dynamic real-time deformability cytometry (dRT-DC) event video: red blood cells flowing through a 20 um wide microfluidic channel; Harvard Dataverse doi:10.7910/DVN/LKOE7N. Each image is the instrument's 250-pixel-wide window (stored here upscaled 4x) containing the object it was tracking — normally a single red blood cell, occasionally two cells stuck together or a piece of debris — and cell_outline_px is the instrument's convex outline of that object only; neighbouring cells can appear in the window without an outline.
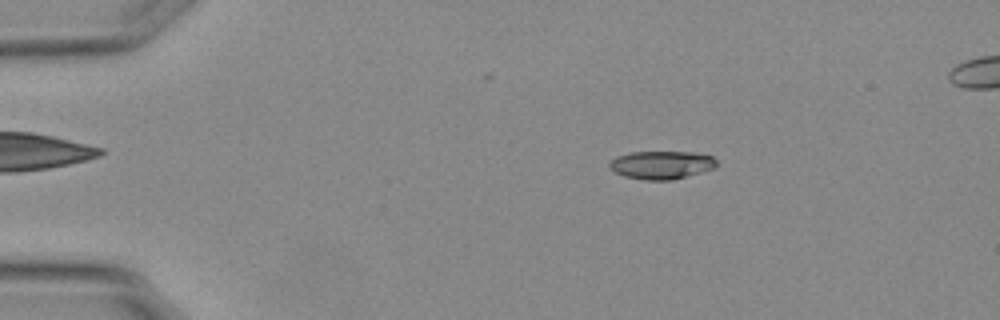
{"species": "Egyptian fruit bat (a non-hibernating species)", "species_latin": "Rousettus aegyptiacus", "temperature_condition": "warm", "stored_images_in_passage": 55, "camera_frame_rate_fps": 3000, "um_per_image_px": 0.085, "animal": {"sex": "female"}, "frame": {"image": 1, "passage_image": 10, "time_ms": 3.0, "image_size_px": [1000, 320], "cell_outline_px": [[716, 168], [672, 180], [644, 180], [624, 176], [616, 172], [608, 164], [616, 156], [628, 152], [692, 152], [712, 156], [716, 160]], "centroid_in_image_um": [56.24, 14.01], "position_along_channel_um": 28.8, "area_um2": 17.51}}
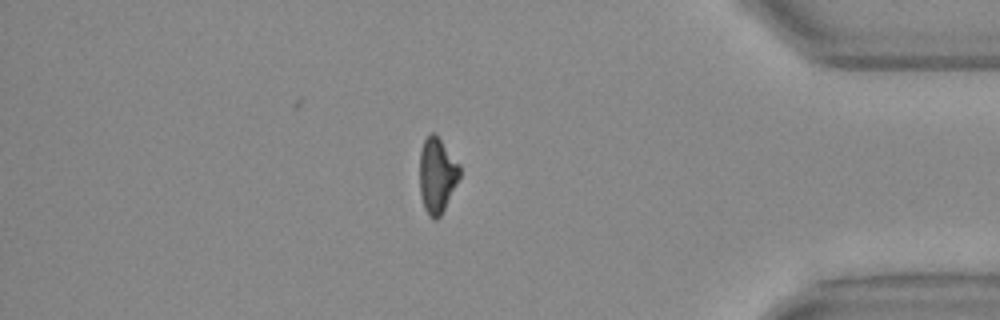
{"frame": {"image": 2, "passage_image": 47, "time_ms": 15.333, "image_size_px": [1000, 320], "cell_outline_px": [[460, 176], [440, 216], [436, 220], [432, 220], [428, 216], [424, 208], [420, 192], [420, 148], [424, 140], [432, 132], [440, 140], [460, 164]], "centroid_in_image_um": [37.13, 14.92], "position_along_channel_um": 398.1, "area_um2": 17.34}}
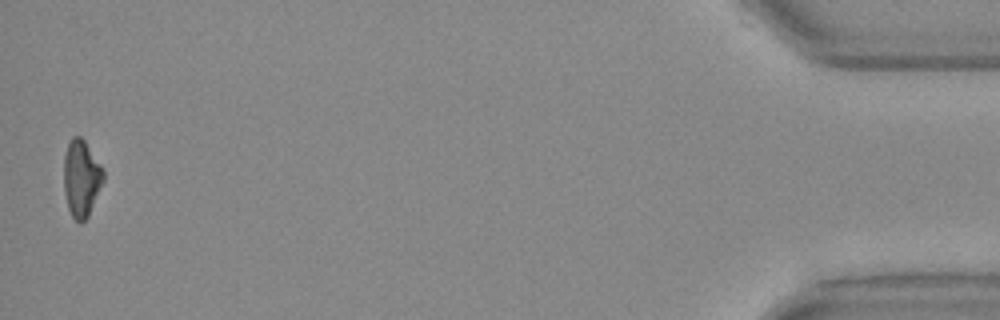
{"frame": {"image": 3, "passage_image": 54, "time_ms": 17.667, "image_size_px": [1000, 320], "cell_outline_px": [[104, 180], [88, 216], [80, 224], [72, 216], [68, 208], [64, 192], [64, 156], [68, 144], [72, 136], [80, 136], [84, 140], [100, 164], [104, 172]], "centroid_in_image_um": [6.91, 15.16], "position_along_channel_um": 428.3, "area_um2": 17.57}}